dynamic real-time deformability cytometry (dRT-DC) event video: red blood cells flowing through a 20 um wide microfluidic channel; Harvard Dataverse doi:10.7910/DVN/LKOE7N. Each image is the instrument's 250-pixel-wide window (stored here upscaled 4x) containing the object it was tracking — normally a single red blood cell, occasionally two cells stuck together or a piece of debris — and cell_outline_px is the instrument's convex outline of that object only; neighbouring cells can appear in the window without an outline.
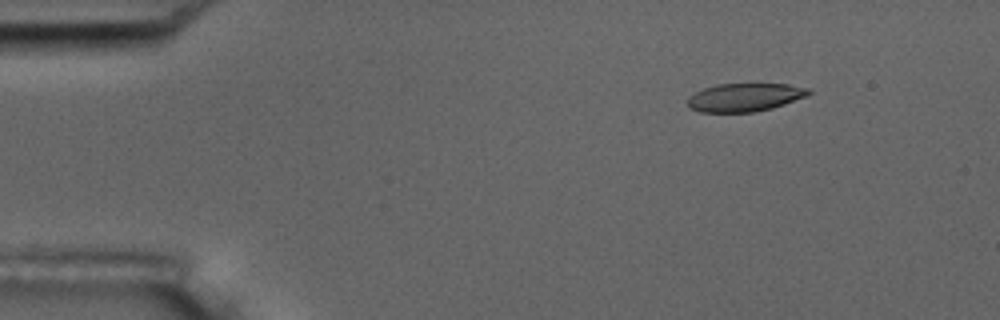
{"species": "common noctule bat (a hibernating species)", "species_latin": "Nyctalus noctula", "temperature_condition": "room temperature", "stored_images_in_passage": 8, "camera_frame_rate_fps": 3000, "um_per_image_px": 0.085, "animal": {"sex": "male", "body_mass_g": 17.5, "forearm_length_mm": 52.3}, "frame": {"image": 1, "passage_image": 2, "time_ms": 1.0, "image_size_px": [1000, 320], "cell_outline_px": [[812, 92], [804, 96], [784, 104], [772, 108], [752, 112], [700, 112], [688, 108], [688, 96], [704, 88], [716, 84], [788, 84], [808, 88]], "centroid_in_image_um": [63.26, 8.27], "position_along_channel_um": 21.7, "area_um2": 19.77}}
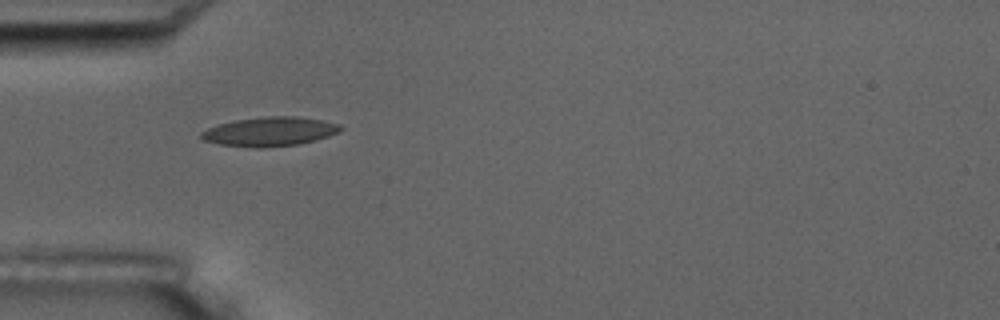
{"frame": {"image": 2, "passage_image": 5, "time_ms": 4.333, "image_size_px": [1000, 320], "cell_outline_px": [[344, 128], [340, 132], [316, 140], [296, 144], [256, 148], [220, 144], [204, 140], [200, 136], [200, 132], [208, 128], [232, 120], [268, 116], [296, 116], [320, 120], [340, 124]], "centroid_in_image_um": [22.94, 11.17], "position_along_channel_um": 62.1, "area_um2": 23.52}}
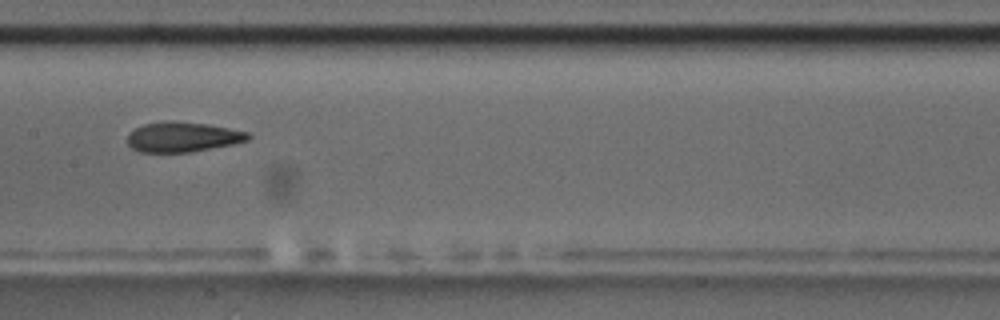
{"frame": {"image": 3, "passage_image": 8, "time_ms": 8.0, "image_size_px": [1000, 320], "cell_outline_px": [[252, 136], [248, 140], [232, 144], [188, 152], [140, 152], [132, 148], [128, 144], [128, 132], [144, 124], [168, 120], [172, 120], [208, 124], [248, 132]], "centroid_in_image_um": [15.51, 11.63], "position_along_channel_um": 191.9, "area_um2": 21.04}}